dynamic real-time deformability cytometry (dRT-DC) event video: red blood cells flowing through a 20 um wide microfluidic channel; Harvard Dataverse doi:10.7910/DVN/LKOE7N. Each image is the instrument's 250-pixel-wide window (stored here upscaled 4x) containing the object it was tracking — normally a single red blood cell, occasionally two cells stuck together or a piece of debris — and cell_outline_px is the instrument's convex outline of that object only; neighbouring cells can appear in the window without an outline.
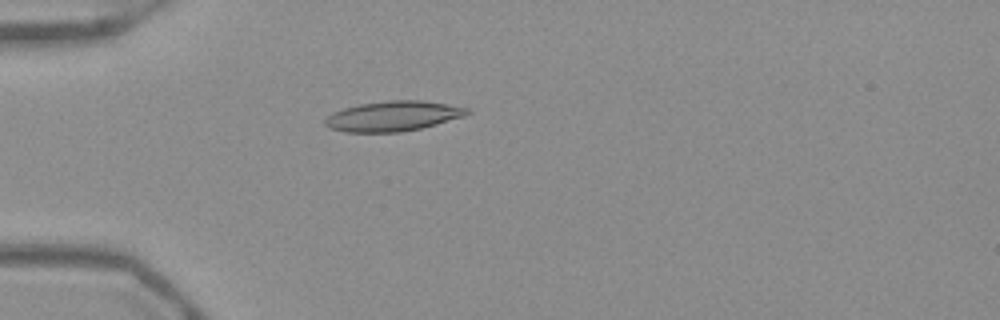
{"species": "Egyptian fruit bat (a non-hibernating species)", "species_latin": "Rousettus aegyptiacus", "temperature_condition": "warm", "stored_images_in_passage": 40, "camera_frame_rate_fps": 3000, "um_per_image_px": 0.085, "frame": {"image": 1, "passage_image": 3, "time_ms": 0.667, "image_size_px": [1000, 320], "cell_outline_px": [[472, 112], [464, 116], [436, 124], [420, 128], [400, 132], [344, 132], [328, 128], [324, 124], [324, 120], [332, 112], [344, 108], [360, 104], [388, 100], [420, 100], [468, 108]], "centroid_in_image_um": [33.37, 9.87], "position_along_channel_um": 51.6, "area_um2": 24.8}}
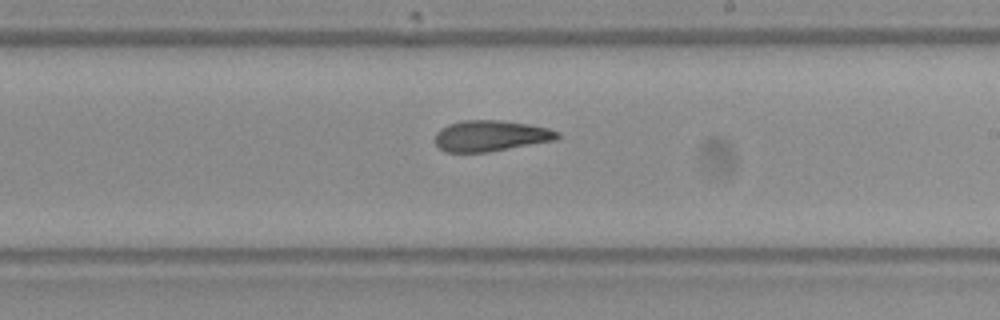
{"frame": {"image": 2, "passage_image": 19, "time_ms": 6.0, "image_size_px": [1000, 320], "cell_outline_px": [[560, 136], [556, 140], [488, 152], [444, 152], [436, 144], [436, 132], [440, 128], [448, 124], [464, 120], [500, 120], [528, 124], [548, 128], [560, 132]], "centroid_in_image_um": [41.71, 11.54], "position_along_channel_um": 247.3, "area_um2": 22.08}}
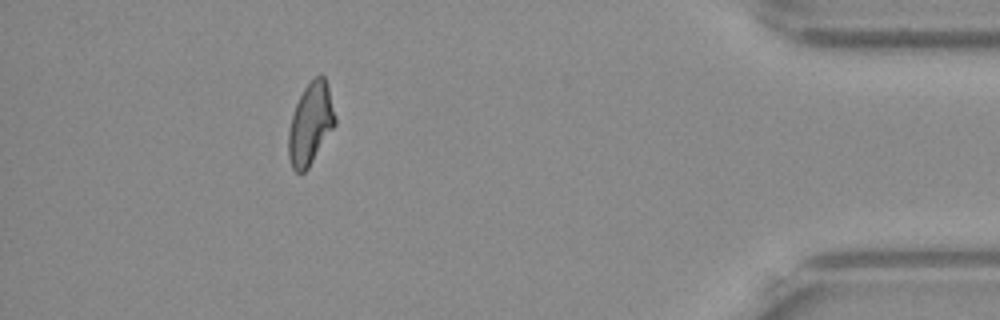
{"frame": {"image": 3, "passage_image": 35, "time_ms": 11.333, "image_size_px": [1000, 320], "cell_outline_px": [[336, 124], [308, 168], [304, 172], [296, 172], [292, 168], [288, 156], [288, 132], [292, 116], [296, 104], [304, 88], [320, 72], [324, 76], [328, 88], [336, 116]], "centroid_in_image_um": [26.39, 10.53], "position_along_channel_um": 408.8, "area_um2": 22.02}, "authors_computed_cell_mechanics": {"area_um2": 22.6287, "velocity_mm_per_s": 3.9286, "shape_relaxation_time_tau1_ms": null, "shape_relaxation_time_tau2_ms": 4.027, "deformation_change_tau1": null, "deformation_change_tau2": 0.1023}}